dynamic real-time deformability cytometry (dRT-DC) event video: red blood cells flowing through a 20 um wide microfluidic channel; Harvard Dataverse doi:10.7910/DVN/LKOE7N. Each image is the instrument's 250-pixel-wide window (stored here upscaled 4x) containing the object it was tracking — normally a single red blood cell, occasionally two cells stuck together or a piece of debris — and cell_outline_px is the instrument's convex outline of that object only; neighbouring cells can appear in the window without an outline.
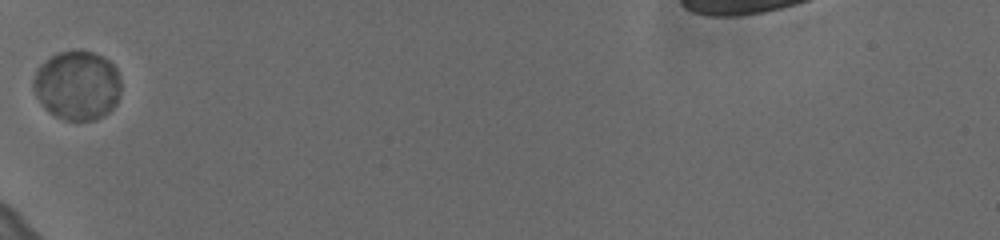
{"species": "human", "species_latin": "Homo sapiens", "temperature_condition": "cold", "stored_images_in_passage": 36, "camera_frame_rate_fps": 3000, "um_per_image_px": 0.085, "donor": {"sex": "female"}, "frame": {"image": 1, "passage_image": 1, "time_ms": 0.0, "image_size_px": [1000, 240], "cell_outline_px": [[120, 96], [116, 104], [108, 112], [96, 120], [64, 120], [48, 112], [44, 108], [36, 96], [32, 84], [32, 80], [36, 68], [44, 60], [56, 52], [72, 48], [80, 48], [92, 52], [108, 60], [116, 68], [120, 80]], "centroid_in_image_um": [6.53, 7.22], "position_along_channel_um": 78.5, "area_um2": 36.13}}
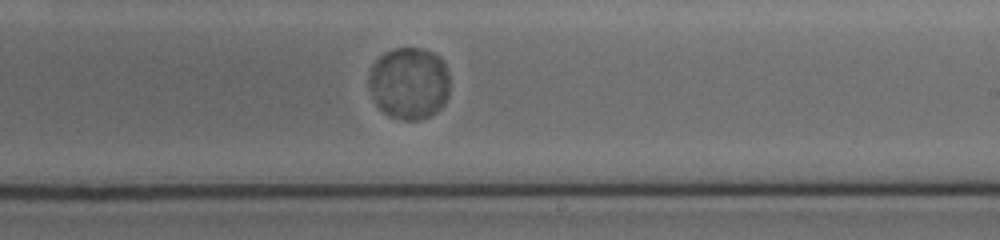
{"frame": {"image": 2, "passage_image": 16, "time_ms": 5.0, "image_size_px": [1000, 240], "cell_outline_px": [[448, 96], [444, 104], [436, 112], [420, 120], [404, 120], [388, 116], [376, 104], [368, 84], [368, 80], [372, 64], [384, 52], [396, 48], [420, 48], [432, 52], [440, 56], [448, 72]], "centroid_in_image_um": [34.77, 7.07], "position_along_channel_um": 254.2, "area_um2": 34.1}}
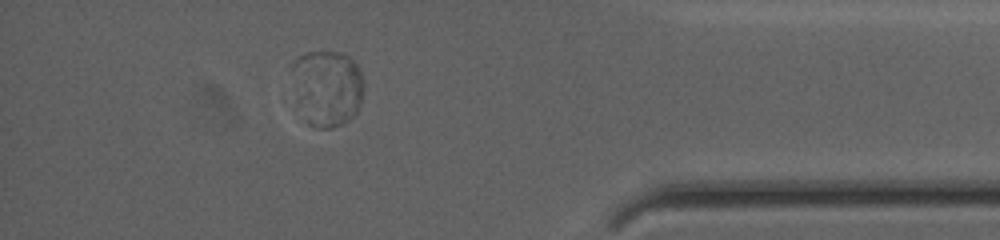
{"frame": {"image": 3, "passage_image": 31, "time_ms": 10.0, "image_size_px": [1000, 240], "cell_outline_px": [[364, 88], [360, 104], [356, 112], [344, 124], [332, 128], [316, 128], [308, 124], [292, 68], [292, 64], [296, 56], [304, 52], [336, 52], [348, 56], [356, 64], [360, 72], [364, 84]], "centroid_in_image_um": [27.88, 7.44], "position_along_channel_um": 407.3, "area_um2": 30.98}, "authors_computed_cell_mechanics": {"area_um2": 35.2291, "velocity_mm_per_s": 3.5377, "shape_relaxation_time_tau1_ms": 1.5915, "shape_relaxation_time_tau2_ms": null, "deformation_change_tau1": 0.0054, "deformation_change_tau2": null}}